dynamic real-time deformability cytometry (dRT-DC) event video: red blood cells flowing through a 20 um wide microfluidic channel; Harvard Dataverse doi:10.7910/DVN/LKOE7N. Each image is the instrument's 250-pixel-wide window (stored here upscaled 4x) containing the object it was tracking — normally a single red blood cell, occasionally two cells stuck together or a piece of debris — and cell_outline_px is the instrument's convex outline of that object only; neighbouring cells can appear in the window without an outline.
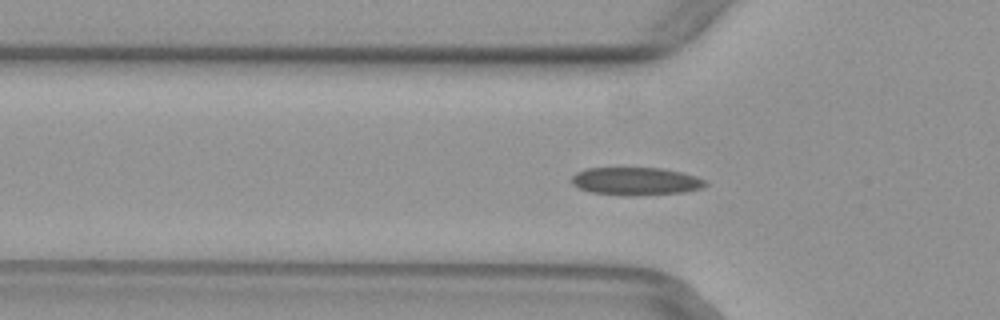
{"species": "common noctule bat (a hibernating species)", "species_latin": "Nyctalus noctula", "temperature_condition": "warm", "stored_images_in_passage": 50, "camera_frame_rate_fps": 3000, "um_per_image_px": 0.085, "animal": {"sex": "female", "body_mass_g": 29.2, "forearm_length_mm": 56.3}, "frame": {"image": 1, "passage_image": 16, "time_ms": 5.0, "image_size_px": [1000, 320], "cell_outline_px": [[708, 184], [700, 188], [684, 192], [636, 196], [620, 196], [592, 192], [580, 188], [572, 184], [572, 176], [576, 172], [588, 168], [660, 168], [680, 172], [696, 176], [704, 180]], "centroid_in_image_um": [54.03, 15.41], "position_along_channel_um": 71.8, "area_um2": 21.73}}
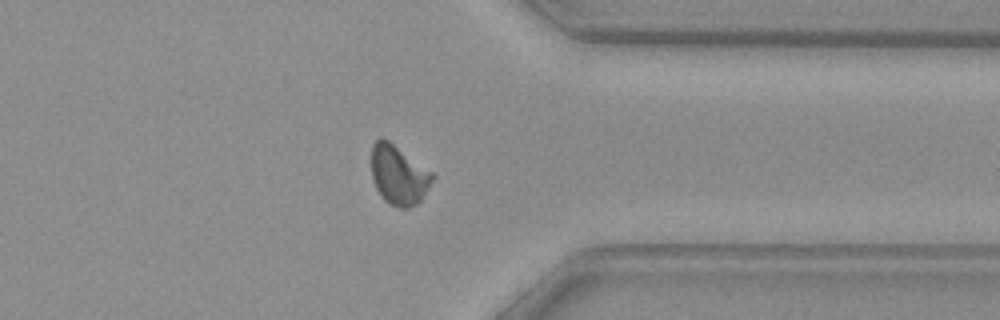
{"frame": {"image": 2, "passage_image": 39, "time_ms": 12.667, "image_size_px": [1000, 320], "cell_outline_px": [[436, 176], [420, 200], [416, 204], [408, 208], [400, 208], [388, 204], [384, 200], [376, 188], [372, 176], [372, 144], [380, 136], [388, 140], [432, 172]], "centroid_in_image_um": [33.88, 14.88], "position_along_channel_um": 377.5, "area_um2": 20.98}}
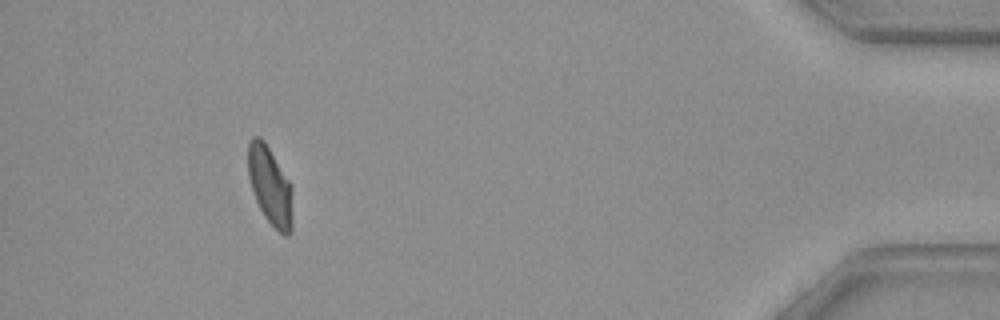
{"frame": {"image": 3, "passage_image": 46, "time_ms": 15.0, "image_size_px": [1000, 320], "cell_outline_px": [[292, 232], [288, 236], [284, 236], [264, 216], [256, 200], [248, 176], [248, 144], [252, 136], [260, 136], [264, 140], [292, 184]], "centroid_in_image_um": [22.97, 15.78], "position_along_channel_um": 412.2, "area_um2": 20.46}}